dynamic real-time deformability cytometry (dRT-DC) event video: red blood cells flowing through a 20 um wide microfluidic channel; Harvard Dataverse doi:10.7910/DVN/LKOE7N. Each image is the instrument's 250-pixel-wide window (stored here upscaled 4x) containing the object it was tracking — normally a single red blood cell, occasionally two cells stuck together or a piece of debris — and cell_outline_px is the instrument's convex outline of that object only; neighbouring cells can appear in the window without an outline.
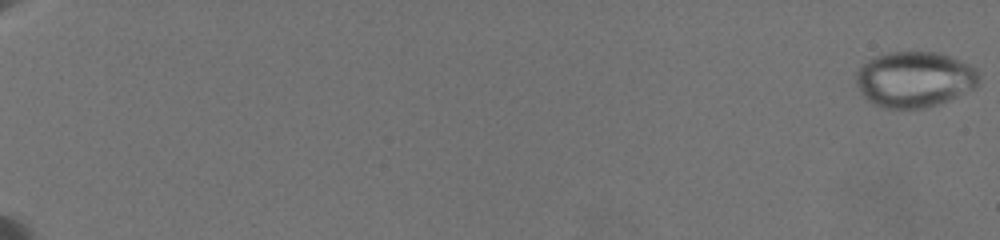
{"species": "common noctule bat (a hibernating species)", "species_latin": "Nyctalus noctula", "temperature_condition": "warm", "stored_images_in_passage": 51, "camera_frame_rate_fps": 3000, "um_per_image_px": 0.085, "animal": {"sex": "female", "body_mass_g": 19.5, "forearm_length_mm": 54.1}, "frame": {"image": 1, "passage_image": 1, "time_ms": 0.0, "image_size_px": [1000, 240], "cell_outline_px": [[980, 80], [972, 88], [948, 100], [936, 104], [920, 108], [880, 108], [872, 104], [860, 92], [856, 84], [856, 72], [872, 56], [888, 52], [936, 52], [948, 56], [968, 64], [976, 68], [980, 76]], "centroid_in_image_um": [77.68, 6.74], "position_along_channel_um": 7.3, "area_um2": 39.71}}
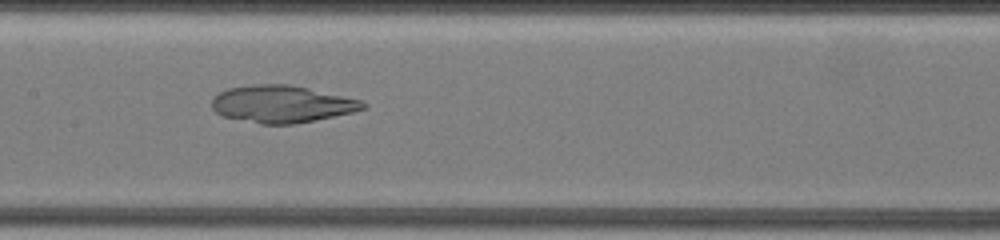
{"frame": {"image": 2, "passage_image": 28, "time_ms": 12.0, "image_size_px": [1000, 240], "cell_outline_px": [[368, 108], [352, 112], [316, 120], [292, 124], [260, 124], [224, 116], [216, 112], [212, 108], [212, 100], [220, 92], [228, 88], [252, 84], [288, 84], [308, 88], [360, 100], [368, 104]], "centroid_in_image_um": [23.97, 8.84], "position_along_channel_um": 183.4, "area_um2": 32.54}}
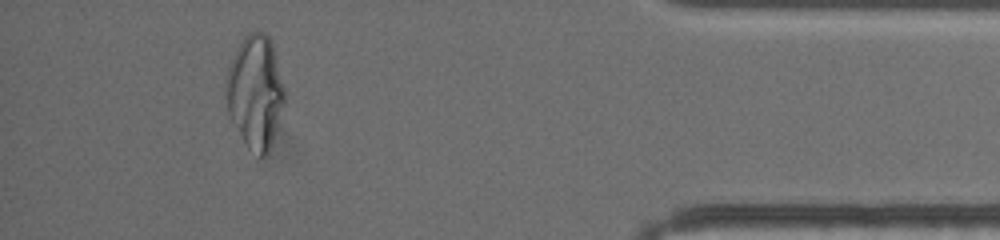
{"frame": {"image": 3, "passage_image": 47, "time_ms": 19.667, "image_size_px": [1000, 240], "cell_outline_px": [[284, 104], [272, 144], [268, 152], [264, 156], [260, 156], [248, 148], [228, 116], [224, 80], [228, 68], [240, 44], [252, 32], [264, 32], [268, 36], [272, 44], [284, 88]], "centroid_in_image_um": [21.68, 7.87], "position_along_channel_um": 413.5, "area_um2": 38.15}}